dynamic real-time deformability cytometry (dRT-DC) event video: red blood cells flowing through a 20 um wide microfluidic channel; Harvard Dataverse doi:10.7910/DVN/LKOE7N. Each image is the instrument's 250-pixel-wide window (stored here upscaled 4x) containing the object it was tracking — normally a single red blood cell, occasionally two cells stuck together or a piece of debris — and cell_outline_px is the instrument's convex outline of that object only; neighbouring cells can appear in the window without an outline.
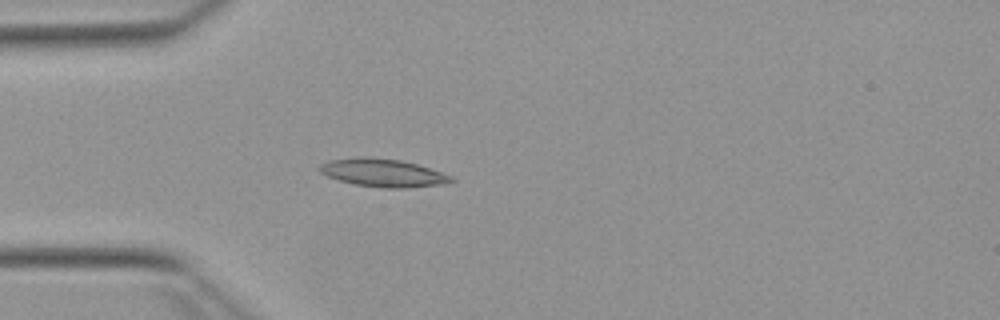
{"species": "Egyptian fruit bat (a non-hibernating species)", "species_latin": "Rousettus aegyptiacus", "temperature_condition": "warm", "stored_images_in_passage": 18, "camera_frame_rate_fps": 3000, "um_per_image_px": 0.085, "animal": {"sex": "female"}, "frame": {"image": 1, "passage_image": 15, "time_ms": 4.667, "image_size_px": [1000, 320], "cell_outline_px": [[456, 180], [444, 184], [408, 188], [380, 188], [356, 184], [340, 180], [328, 176], [320, 172], [316, 168], [320, 164], [328, 160], [356, 156], [368, 156], [400, 160], [416, 164], [452, 176]], "centroid_in_image_um": [32.51, 14.68], "position_along_channel_um": 52.5, "area_um2": 21.62}}